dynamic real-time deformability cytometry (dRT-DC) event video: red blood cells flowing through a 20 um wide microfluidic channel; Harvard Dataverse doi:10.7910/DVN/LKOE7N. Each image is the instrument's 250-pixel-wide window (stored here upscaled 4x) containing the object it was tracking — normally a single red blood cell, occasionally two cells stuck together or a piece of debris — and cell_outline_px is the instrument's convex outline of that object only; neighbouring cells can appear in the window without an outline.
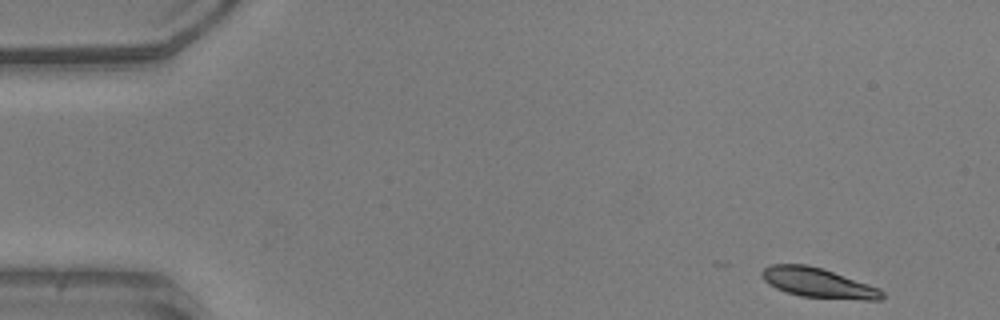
{"species": "common noctule bat (a hibernating species)", "species_latin": "Nyctalus noctula", "temperature_condition": "warm", "stored_images_in_passage": 26, "camera_frame_rate_fps": 3000, "um_per_image_px": 0.085, "animal": {"sex": "male", "body_mass_g": 20.5, "forearm_length_mm": 52.5}, "frame": {"image": 1, "passage_image": 1, "time_ms": 0.0, "image_size_px": [1000, 320], "cell_outline_px": [[884, 296], [880, 300], [864, 300], [800, 296], [776, 288], [768, 284], [764, 280], [760, 272], [764, 268], [772, 264], [808, 264], [824, 268], [880, 288], [884, 292]], "centroid_in_image_um": [69.56, 24.03], "position_along_channel_um": 15.4, "area_um2": 20.92}}
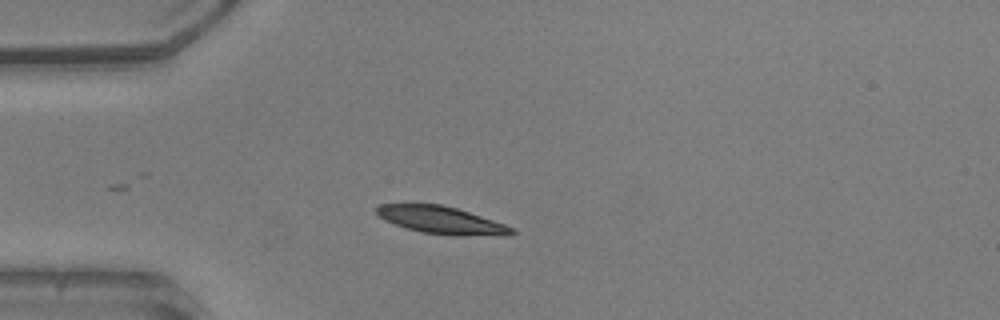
{"frame": {"image": 2, "passage_image": 11, "time_ms": 3.333, "image_size_px": [1000, 320], "cell_outline_px": [[516, 232], [512, 236], [456, 236], [420, 232], [384, 220], [372, 208], [380, 204], [440, 204], [456, 208], [516, 228]], "centroid_in_image_um": [37.57, 18.73], "position_along_channel_um": 47.4, "area_um2": 21.79}}
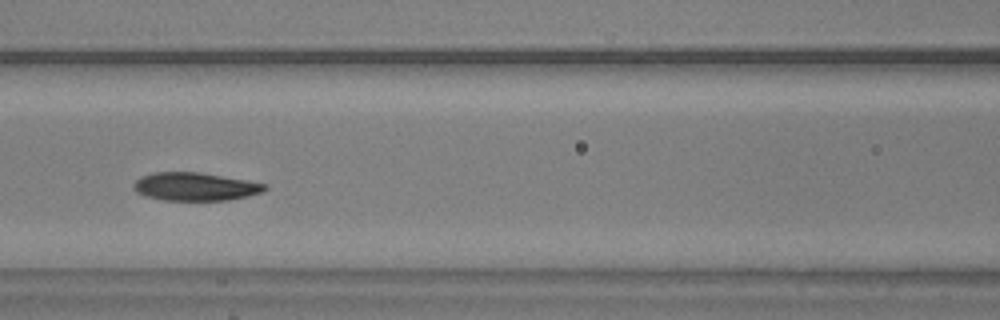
{"frame": {"image": 3, "passage_image": 20, "time_ms": 6.333, "image_size_px": [1000, 320], "cell_outline_px": [[268, 188], [264, 192], [248, 196], [228, 200], [164, 200], [144, 196], [136, 192], [132, 188], [132, 184], [140, 176], [152, 172], [200, 172], [244, 180], [264, 184]], "centroid_in_image_um": [16.53, 15.86], "position_along_channel_um": 150.1, "area_um2": 21.56}}